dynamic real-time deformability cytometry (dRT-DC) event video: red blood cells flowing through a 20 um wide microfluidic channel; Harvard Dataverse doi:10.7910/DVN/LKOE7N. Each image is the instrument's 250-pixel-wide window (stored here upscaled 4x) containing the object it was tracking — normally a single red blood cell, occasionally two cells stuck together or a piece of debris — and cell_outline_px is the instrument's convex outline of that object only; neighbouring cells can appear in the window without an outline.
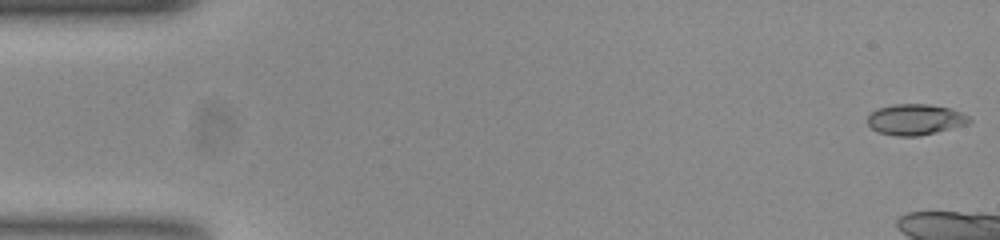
{"species": "common noctule bat (a hibernating species)", "species_latin": "Nyctalus noctula", "temperature_condition": "room temperature", "stored_images_in_passage": 13, "camera_frame_rate_fps": 3000, "um_per_image_px": 0.085, "animal": {"sex": "female", "body_mass_g": 23.0, "forearm_length_mm": 53.4}, "frame": {"image": 1, "passage_image": 1, "time_ms": 0.0, "image_size_px": [1000, 240], "cell_outline_px": [[972, 120], [968, 124], [920, 136], [896, 136], [876, 132], [868, 124], [868, 116], [876, 108], [892, 104], [928, 104], [952, 108], [968, 116]], "centroid_in_image_um": [77.79, 10.15], "position_along_channel_um": 7.2, "area_um2": 18.44}}